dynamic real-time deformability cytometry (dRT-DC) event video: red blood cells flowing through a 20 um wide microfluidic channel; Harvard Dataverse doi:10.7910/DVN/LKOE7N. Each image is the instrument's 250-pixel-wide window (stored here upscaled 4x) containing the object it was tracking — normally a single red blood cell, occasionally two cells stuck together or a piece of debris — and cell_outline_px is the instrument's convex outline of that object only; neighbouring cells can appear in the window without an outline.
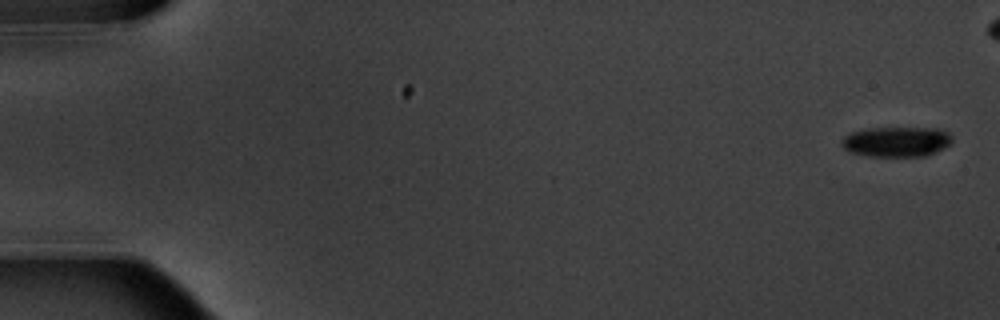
{"species": "common noctule bat (a hibernating species)", "species_latin": "Nyctalus noctula", "temperature_condition": "warm", "stored_images_in_passage": 6, "camera_frame_rate_fps": 3000, "um_per_image_px": 0.085, "animal": {"sex": "male", "body_mass_g": 20.1, "forearm_length_mm": 53.5}, "frame": {"image": 1, "passage_image": 1, "time_ms": 0.0, "image_size_px": [1000, 320], "cell_outline_px": [[952, 144], [928, 156], [868, 156], [848, 152], [840, 144], [840, 140], [844, 136], [852, 132], [864, 128], [936, 128], [948, 132], [952, 136]], "centroid_in_image_um": [76.19, 12.04], "position_along_channel_um": 8.8, "area_um2": 19.71}}